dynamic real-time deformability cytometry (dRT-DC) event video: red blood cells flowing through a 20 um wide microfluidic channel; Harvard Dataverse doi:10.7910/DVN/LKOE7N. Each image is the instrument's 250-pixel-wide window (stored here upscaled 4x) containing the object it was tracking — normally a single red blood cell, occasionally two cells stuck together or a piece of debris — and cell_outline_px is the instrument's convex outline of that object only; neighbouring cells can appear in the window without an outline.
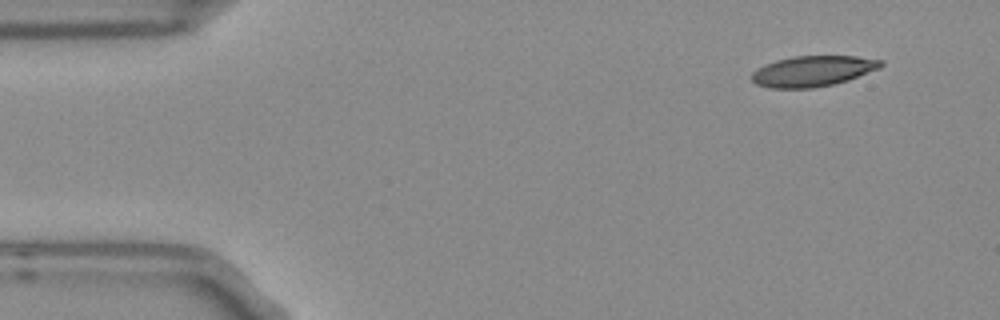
{"species": "Egyptian fruit bat (a non-hibernating species)", "species_latin": "Rousettus aegyptiacus", "temperature_condition": "room temperature", "stored_images_in_passage": 3, "camera_frame_rate_fps": 3000, "um_per_image_px": 0.085, "frame": {"image": 1, "passage_image": 1, "time_ms": 0.0, "image_size_px": [1000, 320], "cell_outline_px": [[884, 64], [880, 68], [848, 80], [832, 84], [812, 88], [772, 88], [756, 84], [752, 80], [752, 72], [756, 68], [764, 64], [776, 60], [792, 56], [856, 56], [884, 60]], "centroid_in_image_um": [69.09, 6.03], "position_along_channel_um": 15.9, "area_um2": 23.12}}
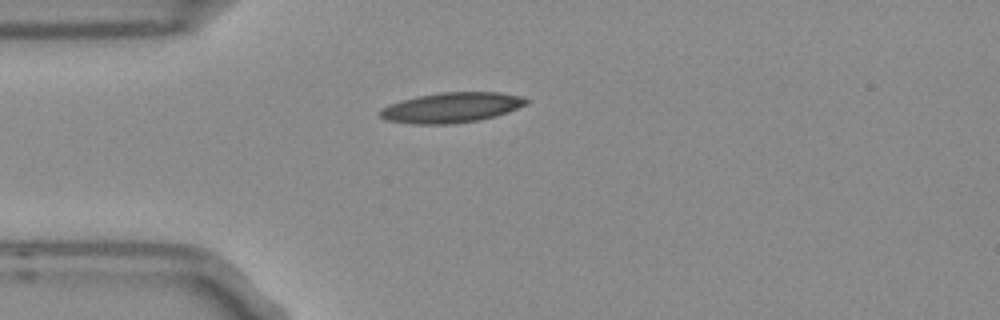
{"frame": {"image": 2, "passage_image": 3, "time_ms": 0.667, "image_size_px": [1000, 320], "cell_outline_px": [[528, 104], [508, 112], [496, 116], [480, 120], [452, 124], [412, 124], [384, 120], [376, 112], [380, 108], [388, 104], [400, 100], [416, 96], [440, 92], [500, 92], [520, 96], [528, 100]], "centroid_in_image_um": [38.32, 9.15], "position_along_channel_um": 46.7, "area_um2": 26.13}}